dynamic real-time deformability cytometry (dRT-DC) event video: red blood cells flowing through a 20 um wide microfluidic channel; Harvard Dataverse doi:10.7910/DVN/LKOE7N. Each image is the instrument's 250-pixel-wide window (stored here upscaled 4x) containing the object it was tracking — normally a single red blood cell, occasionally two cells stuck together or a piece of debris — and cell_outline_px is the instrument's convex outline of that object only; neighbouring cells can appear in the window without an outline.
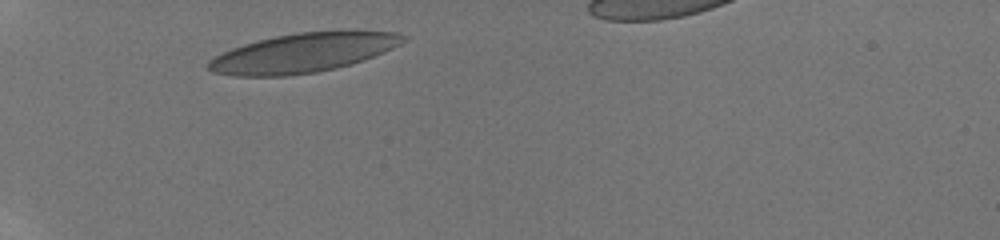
{"species": "human", "species_latin": "Homo sapiens", "temperature_condition": "room temperature", "stored_images_in_passage": 39, "camera_frame_rate_fps": 3000, "um_per_image_px": 0.085, "donor": {"sex": "male"}, "frame": {"image": 1, "passage_image": 1, "time_ms": 0.0, "image_size_px": [1000, 240], "cell_outline_px": [[408, 36], [400, 44], [384, 52], [364, 60], [352, 64], [336, 68], [316, 72], [288, 76], [232, 76], [212, 72], [208, 68], [208, 60], [232, 48], [256, 40], [276, 36], [300, 32], [344, 28], [352, 28], [396, 32]], "centroid_in_image_um": [25.85, 4.45], "position_along_channel_um": 59.2, "area_um2": 45.49}}
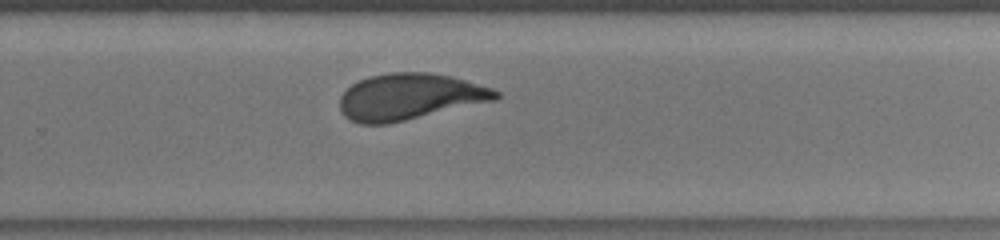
{"frame": {"image": 2, "passage_image": 23, "time_ms": 6.667, "image_size_px": [1000, 240], "cell_outline_px": [[500, 96], [496, 100], [388, 124], [360, 124], [344, 116], [340, 112], [340, 96], [352, 84], [368, 76], [392, 72], [428, 72], [448, 76], [464, 80], [492, 88], [500, 92]], "centroid_in_image_um": [34.8, 8.22], "position_along_channel_um": 295.0, "area_um2": 41.96}}
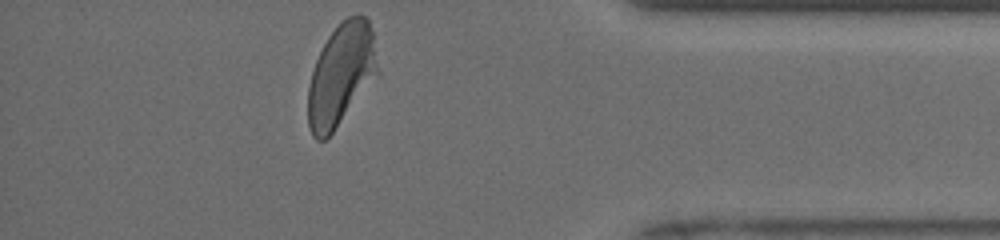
{"frame": {"image": 3, "passage_image": 39, "time_ms": 10.0, "image_size_px": [1000, 240], "cell_outline_px": [[380, 72], [332, 132], [324, 140], [316, 140], [312, 136], [308, 124], [308, 88], [312, 72], [316, 60], [328, 36], [348, 16], [368, 16], [372, 32]], "centroid_in_image_um": [29.0, 6.35], "position_along_channel_um": 406.2, "area_um2": 40.92}, "authors_computed_cell_mechanics": {"area_um2": 42.3674, "velocity_mm_per_s": 3.9309, "shape_relaxation_time_tau1_ms": 4.0127, "shape_relaxation_time_tau2_ms": 0.8454, "deformation_change_tau1": 0.146, "deformation_change_tau2": 0.0645}}